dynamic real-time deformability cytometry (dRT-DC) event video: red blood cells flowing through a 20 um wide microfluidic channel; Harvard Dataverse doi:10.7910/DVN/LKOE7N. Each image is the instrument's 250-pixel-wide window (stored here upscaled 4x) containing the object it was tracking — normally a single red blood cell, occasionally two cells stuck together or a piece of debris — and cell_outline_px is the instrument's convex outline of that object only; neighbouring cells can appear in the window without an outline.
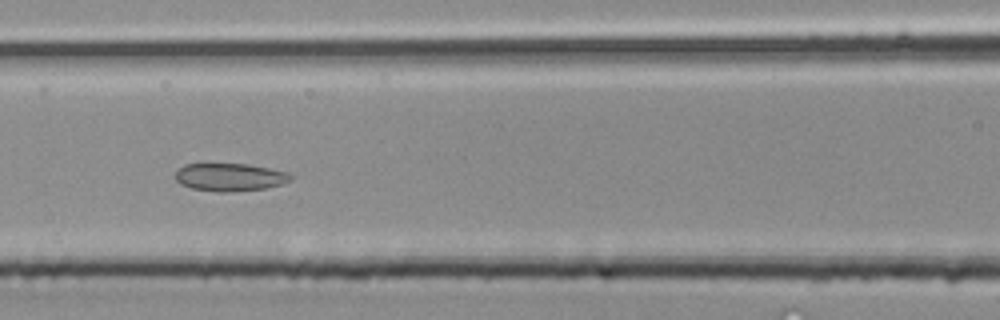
{"species": "common noctule bat (a hibernating species)", "species_latin": "Nyctalus noctula", "temperature_condition": "room temperature", "stored_images_in_passage": 32, "camera_frame_rate_fps": 3000, "um_per_image_px": 0.085, "animal": {"sex": "male", "body_mass_g": 20.4}, "frame": {"image": 1, "passage_image": 9, "time_ms": 2.667, "image_size_px": [1000, 320], "cell_outline_px": [[292, 180], [284, 184], [268, 188], [228, 192], [216, 192], [192, 188], [180, 184], [176, 180], [176, 172], [184, 164], [248, 164], [268, 168], [284, 172], [292, 176]], "centroid_in_image_um": [19.54, 15.07], "position_along_channel_um": 147.1, "area_um2": 18.67}}
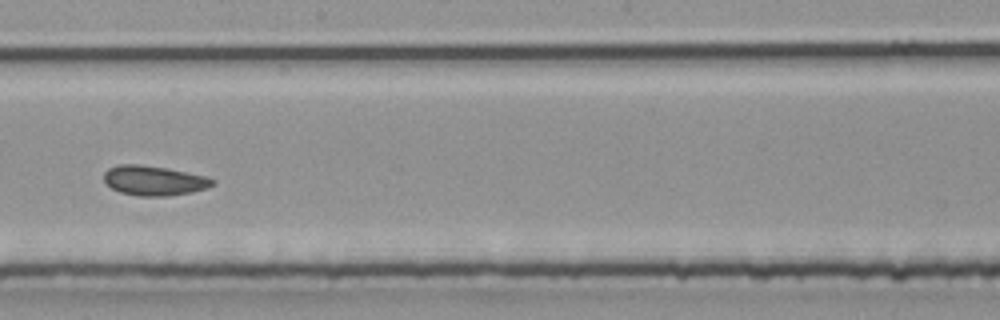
{"frame": {"image": 2, "passage_image": 14, "time_ms": 4.333, "image_size_px": [1000, 320], "cell_outline_px": [[216, 184], [208, 188], [192, 192], [168, 196], [140, 196], [120, 192], [104, 184], [104, 172], [108, 168], [120, 164], [136, 164], [168, 168], [204, 176], [216, 180]], "centroid_in_image_um": [13.09, 15.35], "position_along_channel_um": 235.1, "area_um2": 18.96}}
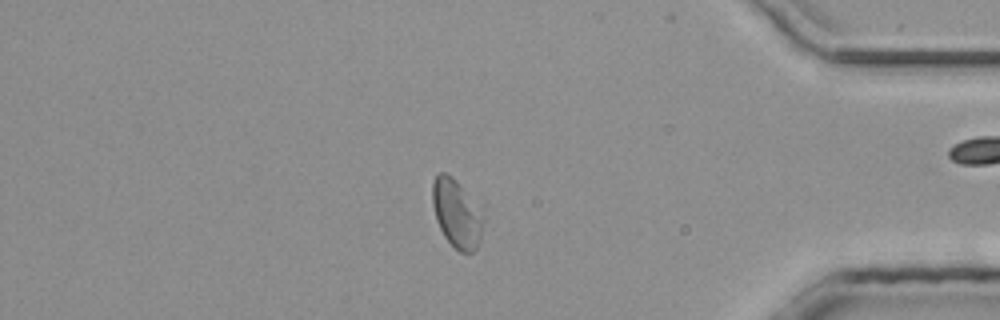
{"frame": {"image": 3, "passage_image": 25, "time_ms": 8.0, "image_size_px": [1000, 320], "cell_outline_px": [[484, 220], [480, 240], [476, 248], [472, 252], [460, 252], [444, 236], [436, 220], [432, 204], [432, 180], [440, 172], [444, 172], [452, 176]], "centroid_in_image_um": [38.75, 18.18], "position_along_channel_um": 396.4, "area_um2": 19.31}}